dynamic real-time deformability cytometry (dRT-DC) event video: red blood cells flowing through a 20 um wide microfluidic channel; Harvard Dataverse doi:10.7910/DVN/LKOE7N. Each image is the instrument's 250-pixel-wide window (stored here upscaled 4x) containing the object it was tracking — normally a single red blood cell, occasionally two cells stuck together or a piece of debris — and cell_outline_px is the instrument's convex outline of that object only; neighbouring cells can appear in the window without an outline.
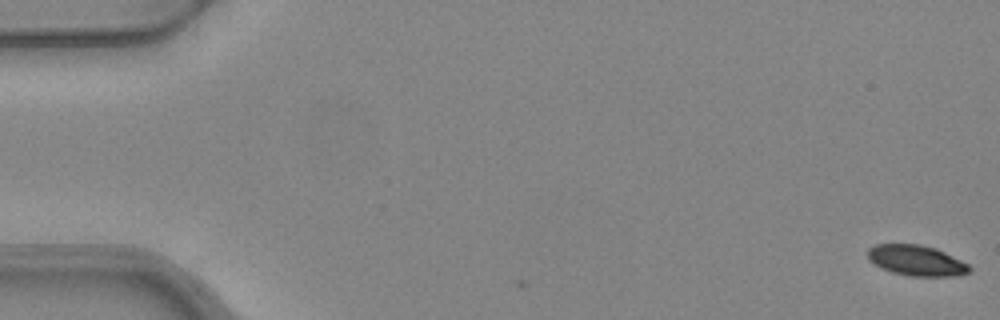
{"species": "common noctule bat (a hibernating species)", "species_latin": "Nyctalus noctula", "temperature_condition": "warm", "stored_images_in_passage": 5, "segment_of_instrument_passage": [2, 2], "camera_frame_rate_fps": 3000, "um_per_image_px": 0.085, "animal": {"sex": "female", "body_mass_g": 24.6, "forearm_length_mm": 56.2}, "frame": {"image": 1, "passage_image": 5, "time_ms": 1.333, "image_size_px": [1000, 320], "cell_outline_px": [[972, 272], [956, 276], [912, 276], [892, 272], [880, 268], [868, 260], [868, 248], [876, 244], [920, 244], [936, 248], [968, 264], [972, 268]], "centroid_in_image_um": [77.9, 22.14], "position_along_channel_um": 7.1, "area_um2": 18.21}}